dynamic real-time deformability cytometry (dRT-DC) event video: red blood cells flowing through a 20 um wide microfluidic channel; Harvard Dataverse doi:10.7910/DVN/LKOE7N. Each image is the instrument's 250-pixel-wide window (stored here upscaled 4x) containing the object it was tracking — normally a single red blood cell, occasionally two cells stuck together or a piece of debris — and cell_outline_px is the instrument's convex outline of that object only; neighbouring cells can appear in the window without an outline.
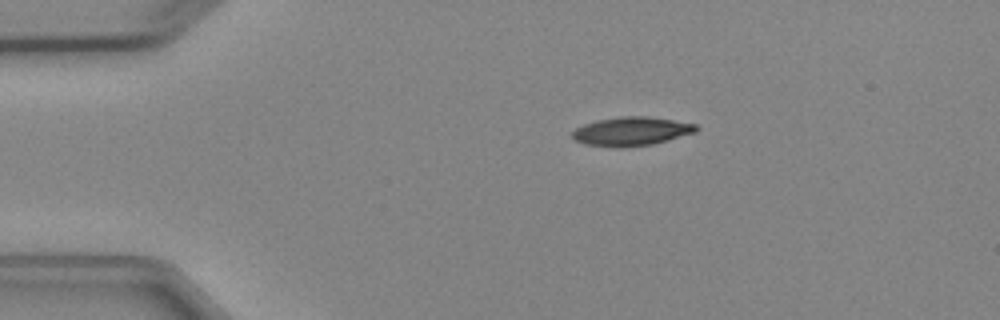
{"species": "Egyptian fruit bat (a non-hibernating species)", "species_latin": "Rousettus aegyptiacus", "temperature_condition": "cold", "stored_images_in_passage": 2, "camera_frame_rate_fps": 3000, "um_per_image_px": 0.085, "animal": {"sex": "female"}, "frame": {"image": 1, "passage_image": 1, "time_ms": 0.0, "image_size_px": [1000, 320], "cell_outline_px": [[700, 128], [696, 132], [668, 140], [652, 144], [620, 148], [584, 144], [576, 140], [572, 136], [572, 132], [576, 128], [584, 124], [596, 120], [620, 116], [648, 116], [696, 124]], "centroid_in_image_um": [53.67, 11.16], "position_along_channel_um": 31.3, "area_um2": 20.81}}